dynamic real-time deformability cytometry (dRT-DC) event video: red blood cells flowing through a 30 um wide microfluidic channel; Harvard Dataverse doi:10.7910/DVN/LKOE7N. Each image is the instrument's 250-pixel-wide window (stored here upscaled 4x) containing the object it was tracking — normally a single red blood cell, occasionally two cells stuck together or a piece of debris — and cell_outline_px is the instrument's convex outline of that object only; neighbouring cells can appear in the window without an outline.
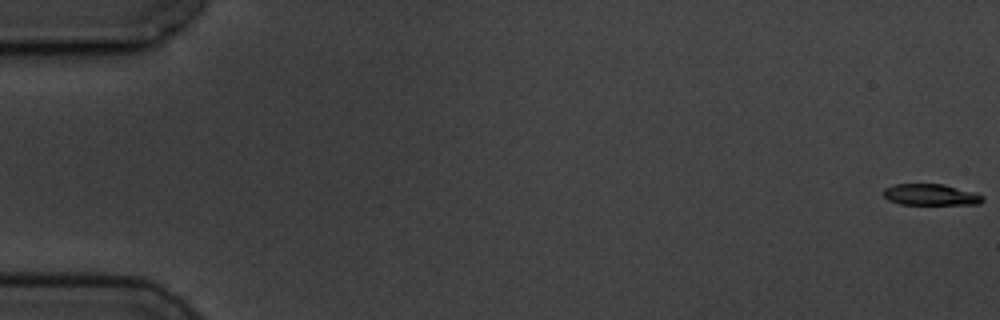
{"species": "common noctule bat (a hibernating species)", "species_latin": "Nyctalus noctula", "temperature_condition": "cold", "stored_images_in_passage": 5, "camera_frame_rate_fps": 3000, "um_per_image_px": 0.085, "animal": {"sex": "male", "body_mass_g": 19.5, "forearm_length_mm": 54.6}, "frame": {"image": 1, "passage_image": 1, "time_ms": 0.0, "image_size_px": [1000, 320], "cell_outline_px": [[984, 200], [980, 204], [900, 204], [888, 200], [884, 196], [884, 188], [896, 184], [944, 184], [976, 192], [984, 196]], "centroid_in_image_um": [79.15, 16.54], "position_along_channel_um": 5.8, "area_um2": 12.37}}
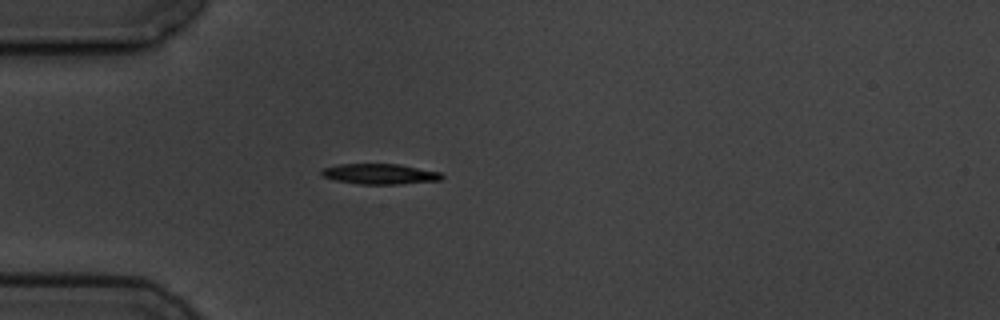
{"frame": {"image": 2, "passage_image": 5, "time_ms": 5.333, "image_size_px": [1000, 320], "cell_outline_px": [[444, 176], [440, 180], [396, 184], [360, 184], [336, 180], [324, 176], [320, 172], [324, 168], [340, 164], [400, 164], [440, 172]], "centroid_in_image_um": [32.31, 14.78], "position_along_channel_um": 52.7, "area_um2": 14.1}}